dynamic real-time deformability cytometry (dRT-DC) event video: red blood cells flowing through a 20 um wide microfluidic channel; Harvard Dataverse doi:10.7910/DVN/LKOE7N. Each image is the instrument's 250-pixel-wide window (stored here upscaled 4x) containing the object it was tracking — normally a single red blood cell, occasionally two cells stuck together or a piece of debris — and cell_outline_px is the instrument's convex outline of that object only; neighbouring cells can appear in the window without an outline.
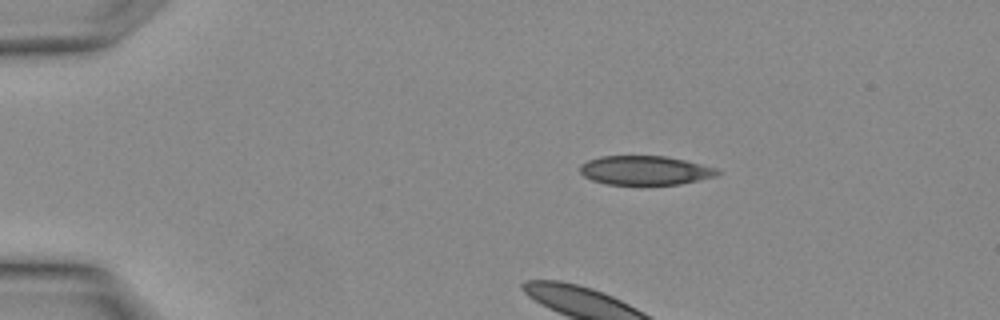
{"species": "Egyptian fruit bat (a non-hibernating species)", "species_latin": "Rousettus aegyptiacus", "temperature_condition": "warm", "stored_images_in_passage": 5, "camera_frame_rate_fps": 3000, "um_per_image_px": 0.085, "animal": {"sex": "female"}, "frame": {"image": 1, "passage_image": 1, "time_ms": 0.0, "image_size_px": [1000, 320], "cell_outline_px": [[720, 172], [716, 176], [680, 184], [640, 188], [608, 184], [592, 180], [584, 176], [580, 172], [580, 164], [588, 160], [600, 156], [664, 156], [684, 160], [716, 168]], "centroid_in_image_um": [54.79, 14.53], "position_along_channel_um": 30.2, "area_um2": 24.1}}